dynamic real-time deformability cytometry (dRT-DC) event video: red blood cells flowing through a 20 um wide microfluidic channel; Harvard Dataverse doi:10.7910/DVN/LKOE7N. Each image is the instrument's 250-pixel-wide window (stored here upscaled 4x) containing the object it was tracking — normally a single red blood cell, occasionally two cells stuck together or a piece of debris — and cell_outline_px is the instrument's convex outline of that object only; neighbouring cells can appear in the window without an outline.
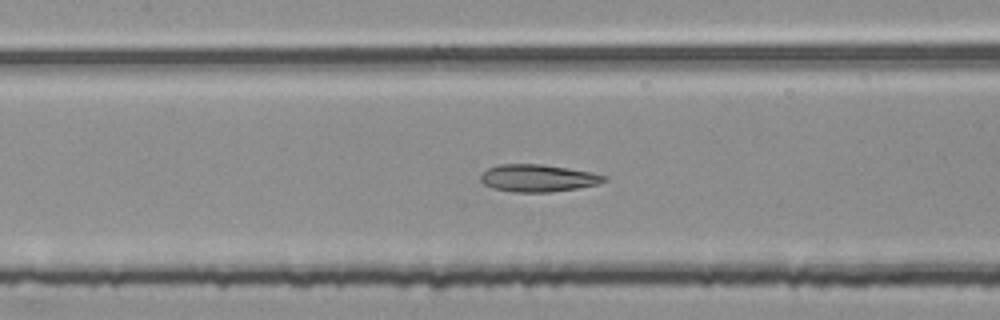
{"species": "common noctule bat (a hibernating species)", "species_latin": "Nyctalus noctula", "temperature_condition": "room temperature", "stored_images_in_passage": 50, "segment_of_instrument_passage": [2, 2], "camera_frame_rate_fps": 3000, "um_per_image_px": 0.085, "animal": {"sex": "female", "body_mass_g": 25.1}, "frame": {"image": 1, "passage_image": 22, "time_ms": 7.0, "image_size_px": [1000, 320], "cell_outline_px": [[608, 180], [600, 184], [580, 188], [548, 192], [512, 192], [492, 188], [484, 184], [480, 180], [480, 176], [488, 168], [500, 164], [540, 164], [568, 168], [608, 176]], "centroid_in_image_um": [45.74, 15.15], "position_along_channel_um": 161.7, "area_um2": 19.71}}
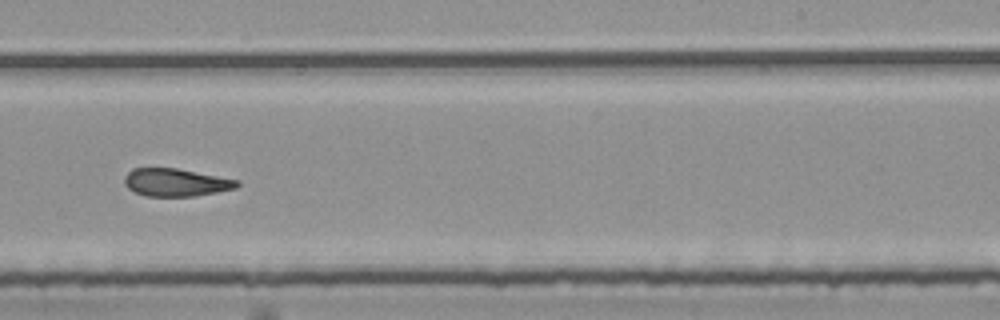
{"frame": {"image": 2, "passage_image": 31, "time_ms": 10.0, "image_size_px": [1000, 320], "cell_outline_px": [[240, 184], [236, 188], [216, 192], [192, 196], [144, 196], [128, 188], [124, 184], [124, 176], [132, 168], [176, 168], [240, 180]], "centroid_in_image_um": [14.94, 15.5], "position_along_channel_um": 274.1, "area_um2": 18.21}}
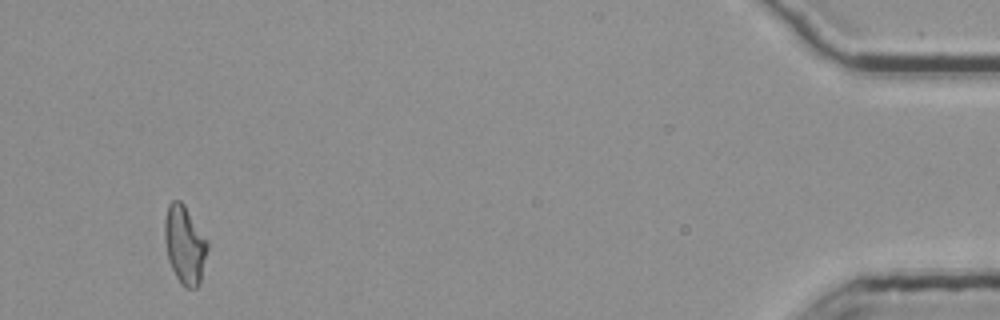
{"frame": {"image": 3, "passage_image": 49, "time_ms": 16.0, "image_size_px": [1000, 320], "cell_outline_px": [[208, 248], [200, 284], [196, 288], [184, 288], [180, 284], [168, 260], [164, 240], [164, 220], [168, 204], [172, 200], [180, 200], [184, 204], [208, 240]], "centroid_in_image_um": [15.7, 20.81], "position_along_channel_um": 419.5, "area_um2": 19.83}}